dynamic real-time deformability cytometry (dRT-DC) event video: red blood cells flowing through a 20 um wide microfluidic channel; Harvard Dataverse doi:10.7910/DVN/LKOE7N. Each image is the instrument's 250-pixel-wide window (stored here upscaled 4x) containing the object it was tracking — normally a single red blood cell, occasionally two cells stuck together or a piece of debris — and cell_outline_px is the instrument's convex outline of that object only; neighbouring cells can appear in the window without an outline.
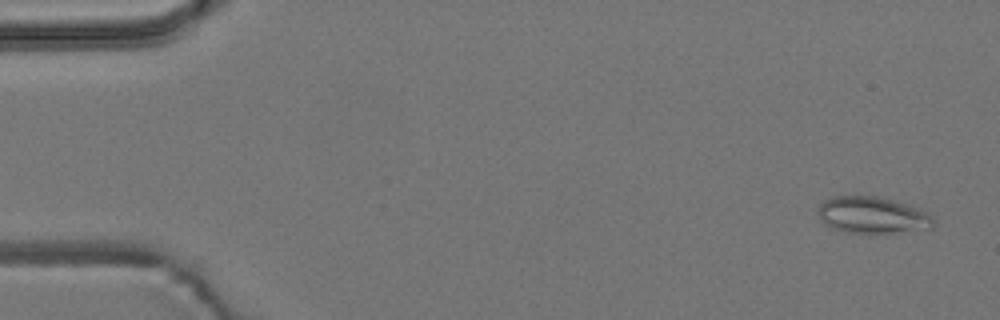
{"species": "common noctule bat (a hibernating species)", "species_latin": "Nyctalus noctula", "temperature_condition": "room temperature", "stored_images_in_passage": 4, "camera_frame_rate_fps": 3000, "um_per_image_px": 0.085, "animal": {"sex": "male", "body_mass_g": 19.2, "forearm_length_mm": 51.8}, "frame": {"image": 1, "passage_image": 1, "time_ms": 0.0, "image_size_px": [1000, 320], "cell_outline_px": [[936, 220], [932, 228], [892, 232], [848, 232], [828, 228], [820, 220], [816, 212], [820, 204], [824, 200], [832, 196], [876, 196], [896, 200], [912, 204], [928, 212]], "centroid_in_image_um": [74.15, 18.26], "position_along_channel_um": 10.8, "area_um2": 25.03}}